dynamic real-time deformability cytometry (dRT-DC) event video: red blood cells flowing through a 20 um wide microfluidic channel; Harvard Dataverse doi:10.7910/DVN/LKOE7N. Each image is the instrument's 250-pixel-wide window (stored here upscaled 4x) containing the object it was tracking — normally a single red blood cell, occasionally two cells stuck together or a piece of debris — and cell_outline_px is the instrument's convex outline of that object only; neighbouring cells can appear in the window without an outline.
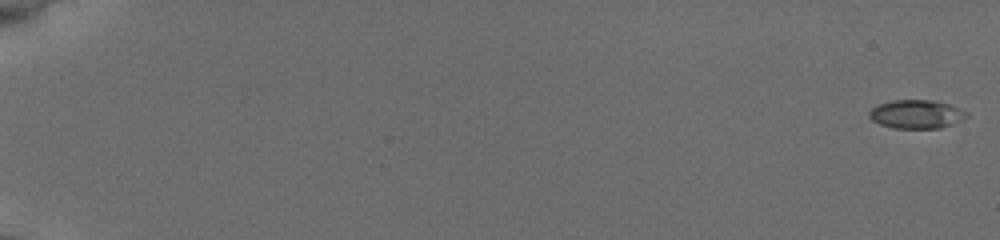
{"species": "common noctule bat (a hibernating species)", "species_latin": "Nyctalus noctula", "temperature_condition": "cold", "stored_images_in_passage": 55, "camera_frame_rate_fps": 3000, "um_per_image_px": 0.085, "animal": {"sex": "female", "body_mass_g": 19.5, "forearm_length_mm": 54.1}, "frame": {"image": 1, "passage_image": 1, "time_ms": 0.0, "image_size_px": [1000, 240], "cell_outline_px": [[968, 116], [952, 124], [940, 128], [892, 128], [880, 124], [872, 120], [868, 116], [868, 112], [872, 108], [880, 104], [892, 100], [936, 100], [952, 104], [968, 112]], "centroid_in_image_um": [77.91, 9.69], "position_along_channel_um": 7.1, "area_um2": 16.36}}
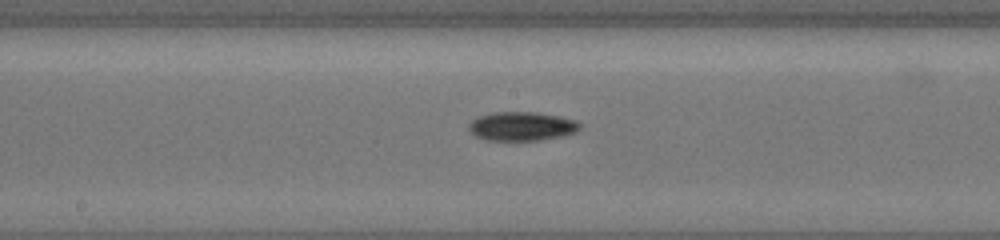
{"frame": {"image": 2, "passage_image": 32, "time_ms": 10.333, "image_size_px": [1000, 240], "cell_outline_px": [[580, 128], [576, 132], [564, 136], [540, 140], [484, 140], [476, 136], [468, 128], [468, 124], [472, 120], [480, 116], [492, 112], [532, 112], [560, 116], [576, 120], [580, 124]], "centroid_in_image_um": [44.36, 10.73], "position_along_channel_um": 203.8, "area_um2": 18.73}}
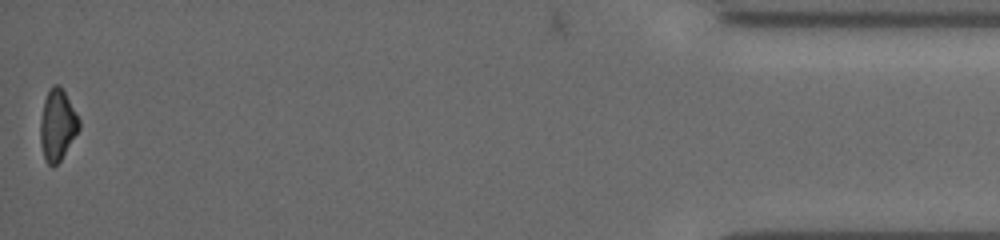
{"frame": {"image": 3, "passage_image": 55, "time_ms": 18.0, "image_size_px": [1000, 240], "cell_outline_px": [[80, 128], [60, 160], [52, 168], [44, 160], [40, 144], [40, 120], [44, 100], [52, 84], [60, 84], [80, 120]], "centroid_in_image_um": [4.86, 10.63], "position_along_channel_um": 430.3, "area_um2": 16.07}, "authors_computed_cell_mechanics": {"area_um2": 16.8776, "velocity_mm_per_s": 3.9412, "shape_relaxation_time_tau1_ms": 4.1185, "shape_relaxation_time_tau2_ms": 6.5908, "deformation_change_tau1": 0.1424, "deformation_change_tau2": 0.1197}}